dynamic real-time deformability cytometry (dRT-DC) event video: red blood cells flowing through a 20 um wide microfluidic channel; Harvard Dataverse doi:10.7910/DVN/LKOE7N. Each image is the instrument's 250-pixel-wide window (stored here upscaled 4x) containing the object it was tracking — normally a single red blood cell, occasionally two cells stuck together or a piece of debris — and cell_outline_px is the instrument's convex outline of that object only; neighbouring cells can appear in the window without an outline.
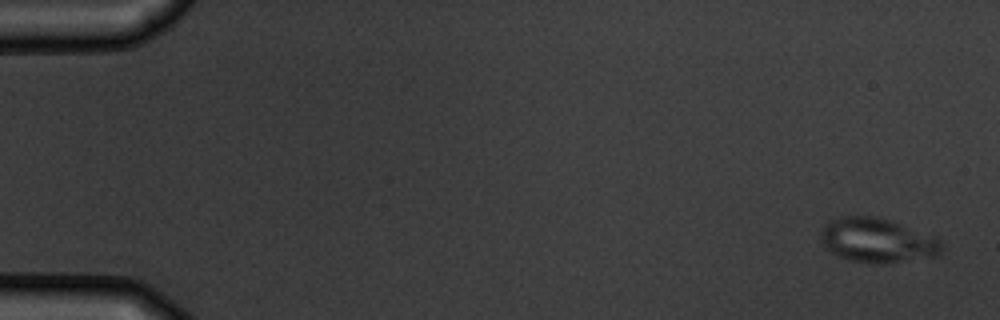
{"species": "common noctule bat (a hibernating species)", "species_latin": "Nyctalus noctula", "temperature_condition": "warm", "stored_images_in_passage": 5, "camera_frame_rate_fps": 3000, "um_per_image_px": 0.085, "animal": {"sex": "male", "body_mass_g": 19.5, "forearm_length_mm": 54.6}, "frame": {"image": 1, "passage_image": 1, "time_ms": 0.0, "image_size_px": [1000, 320], "cell_outline_px": [[944, 248], [936, 256], [880, 264], [868, 264], [848, 260], [832, 252], [820, 240], [820, 232], [824, 224], [828, 220], [840, 216], [876, 216], [892, 220], [940, 240]], "centroid_in_image_um": [74.52, 20.43], "position_along_channel_um": 10.5, "area_um2": 31.33}}